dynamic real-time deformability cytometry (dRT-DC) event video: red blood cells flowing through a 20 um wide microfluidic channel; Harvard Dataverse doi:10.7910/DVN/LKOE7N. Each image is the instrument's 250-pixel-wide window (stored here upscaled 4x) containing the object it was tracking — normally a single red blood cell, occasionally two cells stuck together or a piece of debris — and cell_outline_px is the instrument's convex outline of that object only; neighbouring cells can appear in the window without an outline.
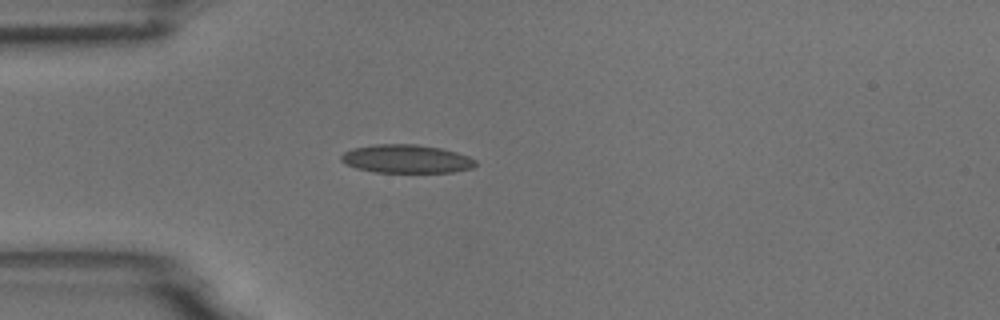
{"species": "common noctule bat (a hibernating species)", "species_latin": "Nyctalus noctula", "temperature_condition": "room temperature", "stored_images_in_passage": 1, "camera_frame_rate_fps": 3000, "um_per_image_px": 0.085, "animal": {"sex": "male", "body_mass_g": 18.8}, "frame": {"image": 1, "passage_image": 1, "time_ms": 0.0, "image_size_px": [1000, 320], "cell_outline_px": [[476, 164], [472, 168], [452, 172], [372, 172], [356, 168], [344, 164], [340, 160], [340, 156], [344, 152], [352, 148], [372, 144], [416, 144], [440, 148], [456, 152], [468, 156], [476, 160]], "centroid_in_image_um": [34.49, 13.5], "position_along_channel_um": 50.5, "area_um2": 22.37}}